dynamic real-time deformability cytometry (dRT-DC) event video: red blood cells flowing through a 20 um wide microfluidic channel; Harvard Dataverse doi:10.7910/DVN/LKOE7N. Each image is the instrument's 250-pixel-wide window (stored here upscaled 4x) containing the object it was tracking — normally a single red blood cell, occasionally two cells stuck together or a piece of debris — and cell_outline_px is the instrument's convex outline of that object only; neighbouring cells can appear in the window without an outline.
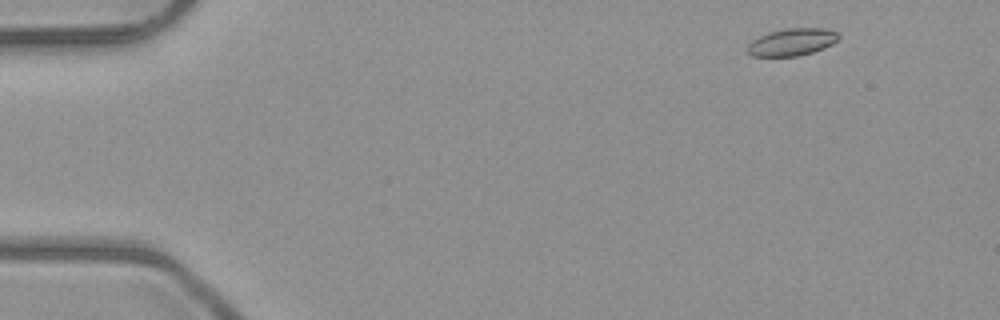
{"species": "common noctule bat (a hibernating species)", "species_latin": "Nyctalus noctula", "temperature_condition": "room temperature", "stored_images_in_passage": 3, "camera_frame_rate_fps": 3000, "um_per_image_px": 0.085, "animal": {"sex": "male", "body_mass_g": 23.1, "forearm_length_mm": 52.7}, "frame": {"image": 1, "passage_image": 1, "time_ms": 0.0, "image_size_px": [1000, 320], "cell_outline_px": [[840, 36], [832, 44], [824, 48], [812, 52], [796, 56], [752, 56], [748, 52], [748, 44], [752, 40], [760, 36], [772, 32], [788, 28], [820, 28], [836, 32]], "centroid_in_image_um": [67.31, 3.58], "position_along_channel_um": 17.7, "area_um2": 14.16}}